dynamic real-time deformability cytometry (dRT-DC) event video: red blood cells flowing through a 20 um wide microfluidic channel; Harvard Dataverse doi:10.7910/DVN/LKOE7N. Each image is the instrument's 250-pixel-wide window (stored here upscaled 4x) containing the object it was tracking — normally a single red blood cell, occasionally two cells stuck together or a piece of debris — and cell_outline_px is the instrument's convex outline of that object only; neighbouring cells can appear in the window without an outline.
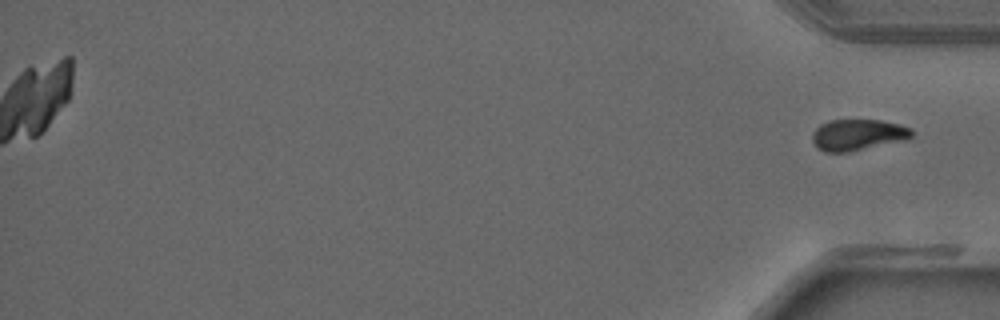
{"species": "common noctule bat (a hibernating species)", "species_latin": "Nyctalus noctula", "temperature_condition": "warm", "stored_images_in_passage": 39, "camera_frame_rate_fps": 3000, "um_per_image_px": 0.085, "animal": {"sex": "male", "forearm_length_mm": 52.5}, "frame": {"image": 1, "passage_image": 39, "time_ms": 12.667, "image_size_px": [1000, 320], "cell_outline_px": [[912, 136], [908, 140], [848, 152], [824, 152], [816, 148], [812, 140], [812, 132], [820, 124], [828, 120], [880, 120], [900, 124], [912, 128]], "centroid_in_image_um": [72.91, 11.46], "position_along_channel_um": 362.3, "area_um2": 18.38}}